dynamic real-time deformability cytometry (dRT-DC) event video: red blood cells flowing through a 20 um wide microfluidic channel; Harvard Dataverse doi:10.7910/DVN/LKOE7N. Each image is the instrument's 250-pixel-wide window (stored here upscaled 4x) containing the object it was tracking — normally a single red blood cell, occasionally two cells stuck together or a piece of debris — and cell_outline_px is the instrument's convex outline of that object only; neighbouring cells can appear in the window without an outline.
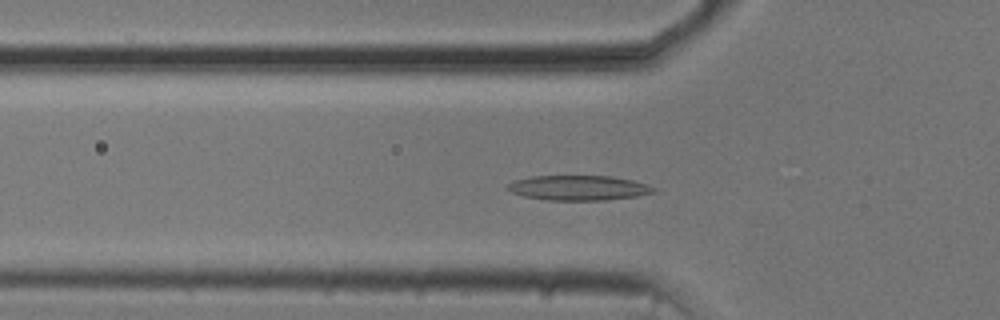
{"species": "common noctule bat (a hibernating species)", "species_latin": "Nyctalus noctula", "temperature_condition": "cold", "stored_images_in_passage": 54, "camera_frame_rate_fps": 3000, "um_per_image_px": 0.085, "animal": {"sex": "male", "body_mass_g": 20.5, "forearm_length_mm": 52.5}, "frame": {"image": 1, "passage_image": 18, "time_ms": 5.667, "image_size_px": [1000, 320], "cell_outline_px": [[656, 192], [636, 196], [604, 200], [548, 200], [524, 196], [512, 192], [504, 188], [508, 184], [516, 180], [532, 176], [612, 176], [632, 180], [648, 184], [656, 188]], "centroid_in_image_um": [49.19, 15.96], "position_along_channel_um": 76.6, "area_um2": 21.15}}
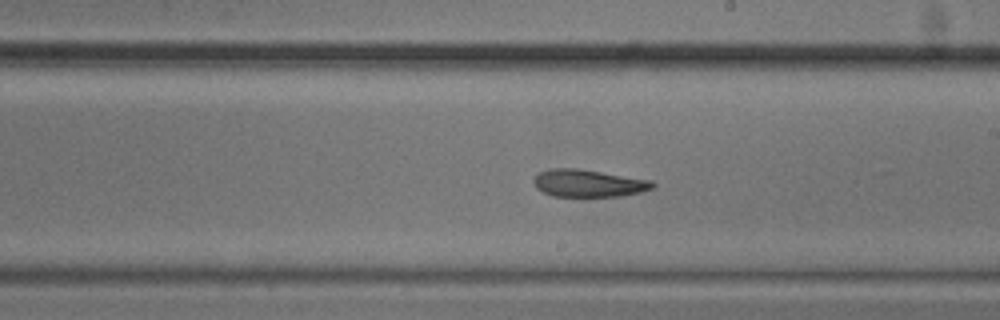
{"frame": {"image": 2, "passage_image": 31, "time_ms": 10.0, "image_size_px": [1000, 320], "cell_outline_px": [[656, 184], [652, 188], [640, 192], [620, 196], [552, 196], [536, 188], [532, 180], [540, 172], [552, 168], [576, 168], [652, 180]], "centroid_in_image_um": [50.01, 15.57], "position_along_channel_um": 239.0, "area_um2": 18.84}}
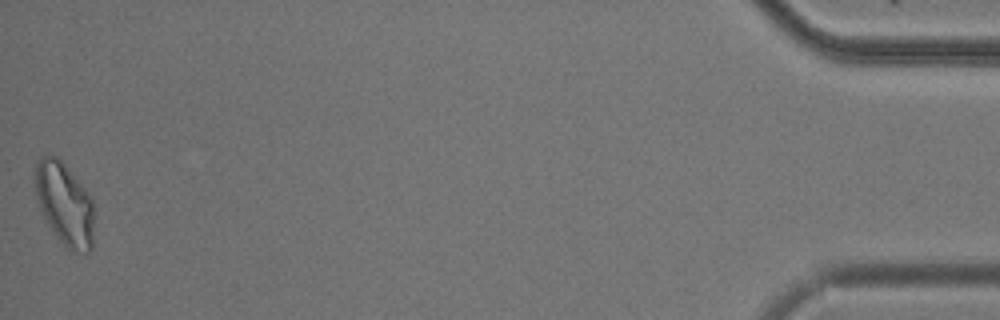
{"frame": {"image": 3, "passage_image": 54, "time_ms": 17.667, "image_size_px": [1000, 320], "cell_outline_px": [[92, 248], [84, 256], [72, 252], [64, 248], [48, 224], [40, 208], [36, 196], [36, 164], [40, 156], [56, 156], [64, 164], [92, 196]], "centroid_in_image_um": [5.5, 17.4], "position_along_channel_um": 429.7, "area_um2": 28.32}, "authors_computed_cell_mechanics": {"area_um2": 21.386, "velocity_mm_per_s": 3.7238, "shape_relaxation_time_tau1_ms": 7.185, "shape_relaxation_time_tau2_ms": 9.7886, "deformation_change_tau1": 0.1705, "deformation_change_tau2": 0.1841}}